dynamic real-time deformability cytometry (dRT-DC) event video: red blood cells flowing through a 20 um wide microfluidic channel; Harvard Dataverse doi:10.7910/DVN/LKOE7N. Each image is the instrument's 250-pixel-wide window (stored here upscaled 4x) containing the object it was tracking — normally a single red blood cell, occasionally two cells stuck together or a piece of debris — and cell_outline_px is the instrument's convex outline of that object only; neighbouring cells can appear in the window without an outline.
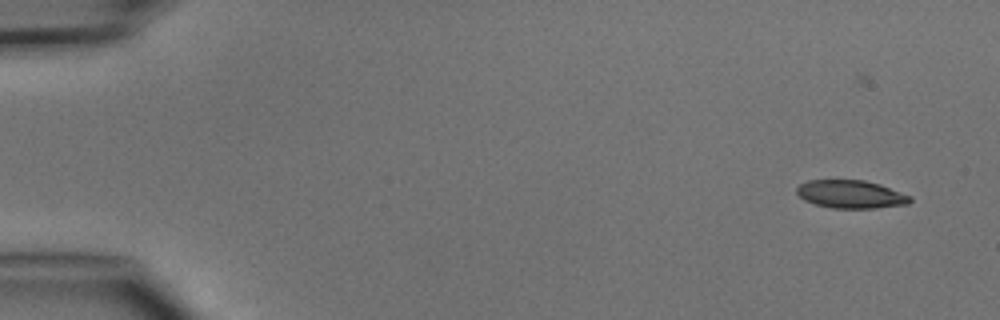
{"species": "common noctule bat (a hibernating species)", "species_latin": "Nyctalus noctula", "temperature_condition": "cold", "stored_images_in_passage": 4, "camera_frame_rate_fps": 3000, "um_per_image_px": 0.085, "animal": {"sex": "male", "body_mass_g": 15.6}, "frame": {"image": 1, "passage_image": 1, "time_ms": 0.0, "image_size_px": [1000, 320], "cell_outline_px": [[912, 200], [908, 204], [876, 208], [832, 208], [816, 204], [804, 200], [796, 192], [796, 188], [800, 184], [808, 180], [864, 180], [880, 184], [912, 196]], "centroid_in_image_um": [72.34, 16.51], "position_along_channel_um": 12.7, "area_um2": 18.55}}
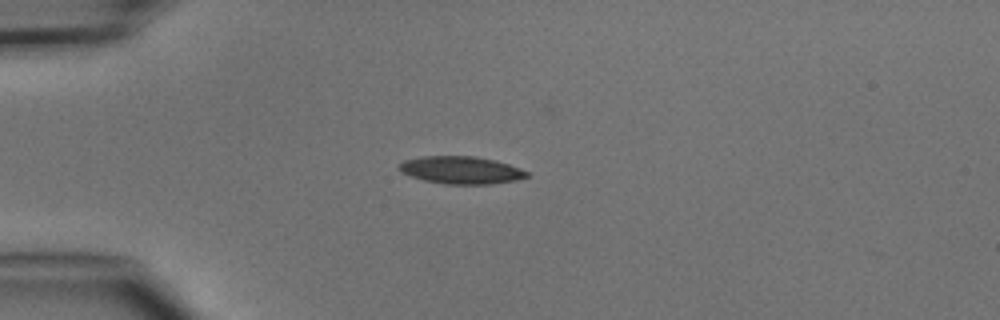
{"frame": {"image": 2, "passage_image": 4, "time_ms": 3.333, "image_size_px": [1000, 320], "cell_outline_px": [[528, 176], [516, 180], [492, 184], [444, 184], [424, 180], [400, 172], [396, 168], [404, 160], [420, 156], [476, 156], [496, 160], [520, 168], [528, 172]], "centroid_in_image_um": [39.17, 14.45], "position_along_channel_um": 45.8, "area_um2": 20.58}}